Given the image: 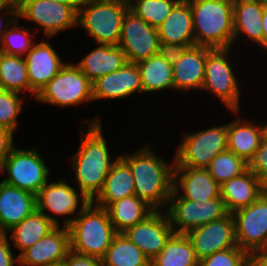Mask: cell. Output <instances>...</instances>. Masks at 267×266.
Returning <instances> with one entry per match:
<instances>
[{"label":"cell","instance_id":"obj_1","mask_svg":"<svg viewBox=\"0 0 267 266\" xmlns=\"http://www.w3.org/2000/svg\"><path fill=\"white\" fill-rule=\"evenodd\" d=\"M101 117L90 121L88 130L81 129L80 146L70 159L79 191L93 201L103 189L105 179L115 160L111 159L102 133ZM84 129V130H83ZM113 160V161H112Z\"/></svg>","mask_w":267,"mask_h":266},{"label":"cell","instance_id":"obj_2","mask_svg":"<svg viewBox=\"0 0 267 266\" xmlns=\"http://www.w3.org/2000/svg\"><path fill=\"white\" fill-rule=\"evenodd\" d=\"M150 146L120 157L129 165L134 179L135 195L154 210L167 206L173 192L175 159L168 164ZM162 206V207H161Z\"/></svg>","mask_w":267,"mask_h":266},{"label":"cell","instance_id":"obj_3","mask_svg":"<svg viewBox=\"0 0 267 266\" xmlns=\"http://www.w3.org/2000/svg\"><path fill=\"white\" fill-rule=\"evenodd\" d=\"M193 15L195 45L231 48L234 42V0H188Z\"/></svg>","mask_w":267,"mask_h":266},{"label":"cell","instance_id":"obj_4","mask_svg":"<svg viewBox=\"0 0 267 266\" xmlns=\"http://www.w3.org/2000/svg\"><path fill=\"white\" fill-rule=\"evenodd\" d=\"M89 202L67 227L70 249L102 259L117 234L106 208Z\"/></svg>","mask_w":267,"mask_h":266},{"label":"cell","instance_id":"obj_5","mask_svg":"<svg viewBox=\"0 0 267 266\" xmlns=\"http://www.w3.org/2000/svg\"><path fill=\"white\" fill-rule=\"evenodd\" d=\"M128 0H86L78 11L77 25L97 44L118 45Z\"/></svg>","mask_w":267,"mask_h":266},{"label":"cell","instance_id":"obj_6","mask_svg":"<svg viewBox=\"0 0 267 266\" xmlns=\"http://www.w3.org/2000/svg\"><path fill=\"white\" fill-rule=\"evenodd\" d=\"M35 101L52 106H75L93 101L92 82L73 63L65 66L39 91Z\"/></svg>","mask_w":267,"mask_h":266},{"label":"cell","instance_id":"obj_7","mask_svg":"<svg viewBox=\"0 0 267 266\" xmlns=\"http://www.w3.org/2000/svg\"><path fill=\"white\" fill-rule=\"evenodd\" d=\"M0 172L7 174L3 182L34 195L48 182V176L51 174L36 146L30 150L14 146L3 162Z\"/></svg>","mask_w":267,"mask_h":266},{"label":"cell","instance_id":"obj_8","mask_svg":"<svg viewBox=\"0 0 267 266\" xmlns=\"http://www.w3.org/2000/svg\"><path fill=\"white\" fill-rule=\"evenodd\" d=\"M177 148L175 167L207 168L213 158L227 150V123L185 134Z\"/></svg>","mask_w":267,"mask_h":266},{"label":"cell","instance_id":"obj_9","mask_svg":"<svg viewBox=\"0 0 267 266\" xmlns=\"http://www.w3.org/2000/svg\"><path fill=\"white\" fill-rule=\"evenodd\" d=\"M166 207L165 213L175 234H186L193 228L219 220L228 214L221 197L199 203L181 197L174 189Z\"/></svg>","mask_w":267,"mask_h":266},{"label":"cell","instance_id":"obj_10","mask_svg":"<svg viewBox=\"0 0 267 266\" xmlns=\"http://www.w3.org/2000/svg\"><path fill=\"white\" fill-rule=\"evenodd\" d=\"M230 49H212L206 55L204 83L201 89L216 95L229 111L239 115L240 83L231 66L233 64L228 59Z\"/></svg>","mask_w":267,"mask_h":266},{"label":"cell","instance_id":"obj_11","mask_svg":"<svg viewBox=\"0 0 267 266\" xmlns=\"http://www.w3.org/2000/svg\"><path fill=\"white\" fill-rule=\"evenodd\" d=\"M18 18L32 21L46 38L77 26L78 12L71 6L51 0H17Z\"/></svg>","mask_w":267,"mask_h":266},{"label":"cell","instance_id":"obj_12","mask_svg":"<svg viewBox=\"0 0 267 266\" xmlns=\"http://www.w3.org/2000/svg\"><path fill=\"white\" fill-rule=\"evenodd\" d=\"M118 46L127 62L138 63L163 51L157 28L149 25L130 9L124 15Z\"/></svg>","mask_w":267,"mask_h":266},{"label":"cell","instance_id":"obj_13","mask_svg":"<svg viewBox=\"0 0 267 266\" xmlns=\"http://www.w3.org/2000/svg\"><path fill=\"white\" fill-rule=\"evenodd\" d=\"M232 215L237 246L247 254L267 251V194Z\"/></svg>","mask_w":267,"mask_h":266},{"label":"cell","instance_id":"obj_14","mask_svg":"<svg viewBox=\"0 0 267 266\" xmlns=\"http://www.w3.org/2000/svg\"><path fill=\"white\" fill-rule=\"evenodd\" d=\"M89 202L85 195L82 193L78 195V191L63 178L55 182H47L36 195L37 210L46 215L57 226L60 223L56 215L64 216L63 226H68L75 217H68L67 219L66 216L78 215ZM78 206H80L79 211L75 213ZM48 210L52 212V215L46 213Z\"/></svg>","mask_w":267,"mask_h":266},{"label":"cell","instance_id":"obj_15","mask_svg":"<svg viewBox=\"0 0 267 266\" xmlns=\"http://www.w3.org/2000/svg\"><path fill=\"white\" fill-rule=\"evenodd\" d=\"M186 235L199 261L215 252L238 247L232 213H228L219 220L193 228Z\"/></svg>","mask_w":267,"mask_h":266},{"label":"cell","instance_id":"obj_16","mask_svg":"<svg viewBox=\"0 0 267 266\" xmlns=\"http://www.w3.org/2000/svg\"><path fill=\"white\" fill-rule=\"evenodd\" d=\"M123 233L151 261L162 251L174 231L165 211L154 210Z\"/></svg>","mask_w":267,"mask_h":266},{"label":"cell","instance_id":"obj_17","mask_svg":"<svg viewBox=\"0 0 267 266\" xmlns=\"http://www.w3.org/2000/svg\"><path fill=\"white\" fill-rule=\"evenodd\" d=\"M211 48L194 45L172 50L173 87L175 90L201 89L204 83L206 55Z\"/></svg>","mask_w":267,"mask_h":266},{"label":"cell","instance_id":"obj_18","mask_svg":"<svg viewBox=\"0 0 267 266\" xmlns=\"http://www.w3.org/2000/svg\"><path fill=\"white\" fill-rule=\"evenodd\" d=\"M157 31L163 50L194 46L193 15L189 1L180 0Z\"/></svg>","mask_w":267,"mask_h":266},{"label":"cell","instance_id":"obj_19","mask_svg":"<svg viewBox=\"0 0 267 266\" xmlns=\"http://www.w3.org/2000/svg\"><path fill=\"white\" fill-rule=\"evenodd\" d=\"M135 93H143L136 63L126 62L119 70L99 77L92 83L93 101L128 98Z\"/></svg>","mask_w":267,"mask_h":266},{"label":"cell","instance_id":"obj_20","mask_svg":"<svg viewBox=\"0 0 267 266\" xmlns=\"http://www.w3.org/2000/svg\"><path fill=\"white\" fill-rule=\"evenodd\" d=\"M173 189L181 197L199 203L221 197L220 185L207 168L174 167Z\"/></svg>","mask_w":267,"mask_h":266},{"label":"cell","instance_id":"obj_21","mask_svg":"<svg viewBox=\"0 0 267 266\" xmlns=\"http://www.w3.org/2000/svg\"><path fill=\"white\" fill-rule=\"evenodd\" d=\"M70 250V234L67 226L60 225L47 236L25 250L19 257L20 266H47L65 259Z\"/></svg>","mask_w":267,"mask_h":266},{"label":"cell","instance_id":"obj_22","mask_svg":"<svg viewBox=\"0 0 267 266\" xmlns=\"http://www.w3.org/2000/svg\"><path fill=\"white\" fill-rule=\"evenodd\" d=\"M24 58L30 87L37 94L66 64L47 40L34 43Z\"/></svg>","mask_w":267,"mask_h":266},{"label":"cell","instance_id":"obj_23","mask_svg":"<svg viewBox=\"0 0 267 266\" xmlns=\"http://www.w3.org/2000/svg\"><path fill=\"white\" fill-rule=\"evenodd\" d=\"M36 209V195L0 182V233L8 234Z\"/></svg>","mask_w":267,"mask_h":266},{"label":"cell","instance_id":"obj_24","mask_svg":"<svg viewBox=\"0 0 267 266\" xmlns=\"http://www.w3.org/2000/svg\"><path fill=\"white\" fill-rule=\"evenodd\" d=\"M264 193V183L250 170L220 185V196L228 213L248 207Z\"/></svg>","mask_w":267,"mask_h":266},{"label":"cell","instance_id":"obj_25","mask_svg":"<svg viewBox=\"0 0 267 266\" xmlns=\"http://www.w3.org/2000/svg\"><path fill=\"white\" fill-rule=\"evenodd\" d=\"M266 132L267 124L254 125L249 120L244 122L237 117L227 124V150L248 163L260 146Z\"/></svg>","mask_w":267,"mask_h":266},{"label":"cell","instance_id":"obj_26","mask_svg":"<svg viewBox=\"0 0 267 266\" xmlns=\"http://www.w3.org/2000/svg\"><path fill=\"white\" fill-rule=\"evenodd\" d=\"M133 195L135 189L132 171L119 156L108 172L103 189L92 202L99 207L107 208L111 203Z\"/></svg>","mask_w":267,"mask_h":266},{"label":"cell","instance_id":"obj_27","mask_svg":"<svg viewBox=\"0 0 267 266\" xmlns=\"http://www.w3.org/2000/svg\"><path fill=\"white\" fill-rule=\"evenodd\" d=\"M126 62L125 53L118 45L99 44L75 65L93 83L99 77L119 70Z\"/></svg>","mask_w":267,"mask_h":266},{"label":"cell","instance_id":"obj_28","mask_svg":"<svg viewBox=\"0 0 267 266\" xmlns=\"http://www.w3.org/2000/svg\"><path fill=\"white\" fill-rule=\"evenodd\" d=\"M136 64L141 75L143 93L174 89L172 50H163Z\"/></svg>","mask_w":267,"mask_h":266},{"label":"cell","instance_id":"obj_29","mask_svg":"<svg viewBox=\"0 0 267 266\" xmlns=\"http://www.w3.org/2000/svg\"><path fill=\"white\" fill-rule=\"evenodd\" d=\"M264 6L255 0H234V41L242 33L253 43L262 46ZM240 34V35H239Z\"/></svg>","mask_w":267,"mask_h":266},{"label":"cell","instance_id":"obj_30","mask_svg":"<svg viewBox=\"0 0 267 266\" xmlns=\"http://www.w3.org/2000/svg\"><path fill=\"white\" fill-rule=\"evenodd\" d=\"M56 227L57 225L54 222L36 209L8 232L11 233V243L15 248L19 249L20 256L25 250L47 236Z\"/></svg>","mask_w":267,"mask_h":266},{"label":"cell","instance_id":"obj_31","mask_svg":"<svg viewBox=\"0 0 267 266\" xmlns=\"http://www.w3.org/2000/svg\"><path fill=\"white\" fill-rule=\"evenodd\" d=\"M106 209L117 233L125 232L154 211L151 206L136 195L113 202Z\"/></svg>","mask_w":267,"mask_h":266},{"label":"cell","instance_id":"obj_32","mask_svg":"<svg viewBox=\"0 0 267 266\" xmlns=\"http://www.w3.org/2000/svg\"><path fill=\"white\" fill-rule=\"evenodd\" d=\"M199 260L186 234H173L150 266H198Z\"/></svg>","mask_w":267,"mask_h":266},{"label":"cell","instance_id":"obj_33","mask_svg":"<svg viewBox=\"0 0 267 266\" xmlns=\"http://www.w3.org/2000/svg\"><path fill=\"white\" fill-rule=\"evenodd\" d=\"M0 89L17 93L27 91L36 98L37 93L30 87L24 57L0 52Z\"/></svg>","mask_w":267,"mask_h":266},{"label":"cell","instance_id":"obj_34","mask_svg":"<svg viewBox=\"0 0 267 266\" xmlns=\"http://www.w3.org/2000/svg\"><path fill=\"white\" fill-rule=\"evenodd\" d=\"M104 266H150V260L124 233H117L102 258Z\"/></svg>","mask_w":267,"mask_h":266},{"label":"cell","instance_id":"obj_35","mask_svg":"<svg viewBox=\"0 0 267 266\" xmlns=\"http://www.w3.org/2000/svg\"><path fill=\"white\" fill-rule=\"evenodd\" d=\"M180 0H128L129 9L149 25L158 28Z\"/></svg>","mask_w":267,"mask_h":266},{"label":"cell","instance_id":"obj_36","mask_svg":"<svg viewBox=\"0 0 267 266\" xmlns=\"http://www.w3.org/2000/svg\"><path fill=\"white\" fill-rule=\"evenodd\" d=\"M214 180L222 185L248 169V163L233 152L226 150L216 155L207 167Z\"/></svg>","mask_w":267,"mask_h":266},{"label":"cell","instance_id":"obj_37","mask_svg":"<svg viewBox=\"0 0 267 266\" xmlns=\"http://www.w3.org/2000/svg\"><path fill=\"white\" fill-rule=\"evenodd\" d=\"M18 20L17 17L4 33L0 52L24 57L36 42H32L33 34L30 31L19 27Z\"/></svg>","mask_w":267,"mask_h":266},{"label":"cell","instance_id":"obj_38","mask_svg":"<svg viewBox=\"0 0 267 266\" xmlns=\"http://www.w3.org/2000/svg\"><path fill=\"white\" fill-rule=\"evenodd\" d=\"M19 95L17 92L0 89V127L11 132H15L19 125L17 118L22 111L24 99Z\"/></svg>","mask_w":267,"mask_h":266},{"label":"cell","instance_id":"obj_39","mask_svg":"<svg viewBox=\"0 0 267 266\" xmlns=\"http://www.w3.org/2000/svg\"><path fill=\"white\" fill-rule=\"evenodd\" d=\"M247 256L239 247L228 248L200 260L198 266H246Z\"/></svg>","mask_w":267,"mask_h":266},{"label":"cell","instance_id":"obj_40","mask_svg":"<svg viewBox=\"0 0 267 266\" xmlns=\"http://www.w3.org/2000/svg\"><path fill=\"white\" fill-rule=\"evenodd\" d=\"M248 170L253 172L263 183L267 180V132L253 157L249 160Z\"/></svg>","mask_w":267,"mask_h":266},{"label":"cell","instance_id":"obj_41","mask_svg":"<svg viewBox=\"0 0 267 266\" xmlns=\"http://www.w3.org/2000/svg\"><path fill=\"white\" fill-rule=\"evenodd\" d=\"M66 266H104L102 259L94 256L81 254L73 250H69L65 257Z\"/></svg>","mask_w":267,"mask_h":266},{"label":"cell","instance_id":"obj_42","mask_svg":"<svg viewBox=\"0 0 267 266\" xmlns=\"http://www.w3.org/2000/svg\"><path fill=\"white\" fill-rule=\"evenodd\" d=\"M8 234L0 233V266H16L19 262V257L14 256L11 250V243L8 240Z\"/></svg>","mask_w":267,"mask_h":266},{"label":"cell","instance_id":"obj_43","mask_svg":"<svg viewBox=\"0 0 267 266\" xmlns=\"http://www.w3.org/2000/svg\"><path fill=\"white\" fill-rule=\"evenodd\" d=\"M13 135V132L0 127V168L14 147Z\"/></svg>","mask_w":267,"mask_h":266},{"label":"cell","instance_id":"obj_44","mask_svg":"<svg viewBox=\"0 0 267 266\" xmlns=\"http://www.w3.org/2000/svg\"><path fill=\"white\" fill-rule=\"evenodd\" d=\"M246 266H267V251H258L248 254Z\"/></svg>","mask_w":267,"mask_h":266},{"label":"cell","instance_id":"obj_45","mask_svg":"<svg viewBox=\"0 0 267 266\" xmlns=\"http://www.w3.org/2000/svg\"><path fill=\"white\" fill-rule=\"evenodd\" d=\"M0 10L6 15H18L17 0H0Z\"/></svg>","mask_w":267,"mask_h":266},{"label":"cell","instance_id":"obj_46","mask_svg":"<svg viewBox=\"0 0 267 266\" xmlns=\"http://www.w3.org/2000/svg\"><path fill=\"white\" fill-rule=\"evenodd\" d=\"M3 10H0L2 12ZM8 18L0 17V45L3 40V35L8 29V27L12 24V22L18 17V15H7ZM5 22V23H4Z\"/></svg>","mask_w":267,"mask_h":266},{"label":"cell","instance_id":"obj_47","mask_svg":"<svg viewBox=\"0 0 267 266\" xmlns=\"http://www.w3.org/2000/svg\"><path fill=\"white\" fill-rule=\"evenodd\" d=\"M263 35H262V48L267 50V7H264L262 16Z\"/></svg>","mask_w":267,"mask_h":266},{"label":"cell","instance_id":"obj_48","mask_svg":"<svg viewBox=\"0 0 267 266\" xmlns=\"http://www.w3.org/2000/svg\"><path fill=\"white\" fill-rule=\"evenodd\" d=\"M58 3H63L68 6L73 7L77 12L81 9V7L85 4L86 0H51Z\"/></svg>","mask_w":267,"mask_h":266},{"label":"cell","instance_id":"obj_49","mask_svg":"<svg viewBox=\"0 0 267 266\" xmlns=\"http://www.w3.org/2000/svg\"><path fill=\"white\" fill-rule=\"evenodd\" d=\"M47 266H66V262L65 259H63L57 262L50 263Z\"/></svg>","mask_w":267,"mask_h":266},{"label":"cell","instance_id":"obj_50","mask_svg":"<svg viewBox=\"0 0 267 266\" xmlns=\"http://www.w3.org/2000/svg\"><path fill=\"white\" fill-rule=\"evenodd\" d=\"M255 1H258L261 5L267 7V0H255Z\"/></svg>","mask_w":267,"mask_h":266},{"label":"cell","instance_id":"obj_51","mask_svg":"<svg viewBox=\"0 0 267 266\" xmlns=\"http://www.w3.org/2000/svg\"><path fill=\"white\" fill-rule=\"evenodd\" d=\"M264 193L267 194V180L264 182Z\"/></svg>","mask_w":267,"mask_h":266}]
</instances>
